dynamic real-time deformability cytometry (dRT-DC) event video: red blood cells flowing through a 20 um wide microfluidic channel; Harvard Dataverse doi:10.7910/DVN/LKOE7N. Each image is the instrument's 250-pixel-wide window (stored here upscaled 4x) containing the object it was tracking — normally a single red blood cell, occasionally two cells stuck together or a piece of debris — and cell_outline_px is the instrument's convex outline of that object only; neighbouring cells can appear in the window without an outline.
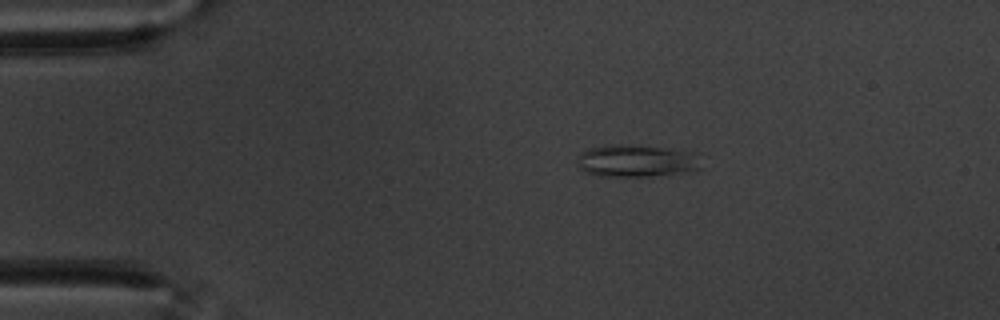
{"species": "common noctule bat (a hibernating species)", "species_latin": "Nyctalus noctula", "temperature_condition": "warm", "stored_images_in_passage": 48, "camera_frame_rate_fps": 3000, "um_per_image_px": 0.085, "animal": {"sex": "male", "body_mass_g": 20.1, "forearm_length_mm": 53.5}, "frame": {"image": 1, "passage_image": 1, "time_ms": 0.0, "image_size_px": [1000, 320], "cell_outline_px": [[700, 168], [652, 176], [600, 176], [584, 172], [580, 168], [576, 160], [580, 152], [588, 148], [608, 144], [628, 144], [664, 148], [696, 152]], "centroid_in_image_um": [53.99, 13.65], "position_along_channel_um": 31.0, "area_um2": 23.18}}
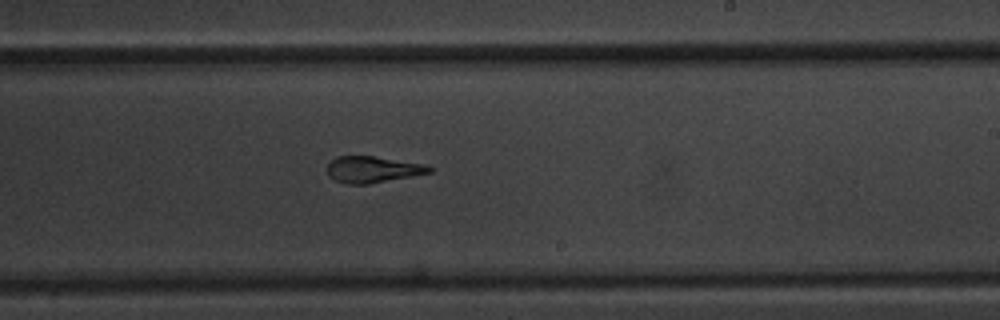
{"frame": {"image": 2, "passage_image": 25, "time_ms": 8.0, "image_size_px": [1000, 320], "cell_outline_px": [[436, 168], [432, 172], [412, 176], [368, 184], [348, 184], [336, 180], [328, 176], [328, 164], [336, 156], [372, 156], [428, 164]], "centroid_in_image_um": [31.74, 14.4], "position_along_channel_um": 257.3, "area_um2": 15.78}}
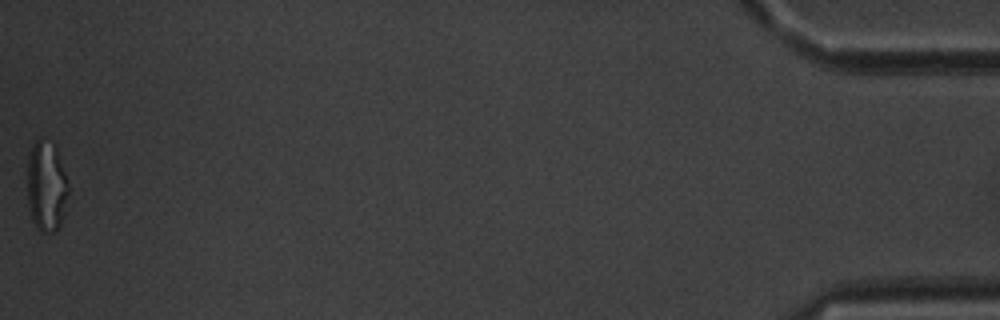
{"frame": {"image": 3, "passage_image": 48, "time_ms": 15.667, "image_size_px": [1000, 320], "cell_outline_px": [[68, 192], [60, 228], [52, 232], [40, 232], [36, 228], [32, 220], [28, 204], [28, 156], [36, 140], [40, 140], [56, 144], [64, 172], [68, 188]], "centroid_in_image_um": [3.94, 15.87], "position_along_channel_um": 431.3, "area_um2": 21.44}, "authors_computed_cell_mechanics": {"area_um2": 17.0799, "velocity_mm_per_s": 3.492, "shape_relaxation_time_tau1_ms": 6.2273, "shape_relaxation_time_tau2_ms": 2.2087, "deformation_change_tau1": 0.1893, "deformation_change_tau2": 0.1272}}